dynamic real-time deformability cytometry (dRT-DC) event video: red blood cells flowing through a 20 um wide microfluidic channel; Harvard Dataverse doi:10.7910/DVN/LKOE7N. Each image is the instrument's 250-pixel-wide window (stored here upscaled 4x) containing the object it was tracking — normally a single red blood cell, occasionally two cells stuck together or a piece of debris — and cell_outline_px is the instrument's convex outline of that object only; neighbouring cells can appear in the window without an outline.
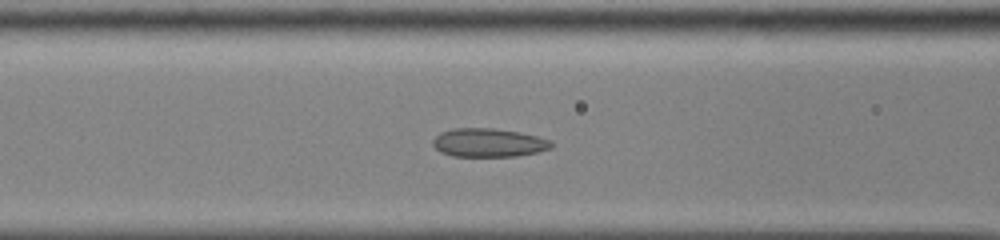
{"species": "common noctule bat (a hibernating species)", "species_latin": "Nyctalus noctula", "temperature_condition": "cold", "stored_images_in_passage": 36, "camera_frame_rate_fps": 3000, "um_per_image_px": 0.085, "animal": {"sex": "male", "body_mass_g": 13.0, "forearm_length_mm": 53.1}, "frame": {"image": 1, "passage_image": 5, "time_ms": 1.333, "image_size_px": [1000, 240], "cell_outline_px": [[552, 148], [536, 152], [516, 156], [452, 156], [440, 152], [432, 144], [432, 140], [440, 132], [452, 128], [492, 128], [520, 132], [552, 140]], "centroid_in_image_um": [41.51, 12.12], "position_along_channel_um": 125.1, "area_um2": 19.77}}
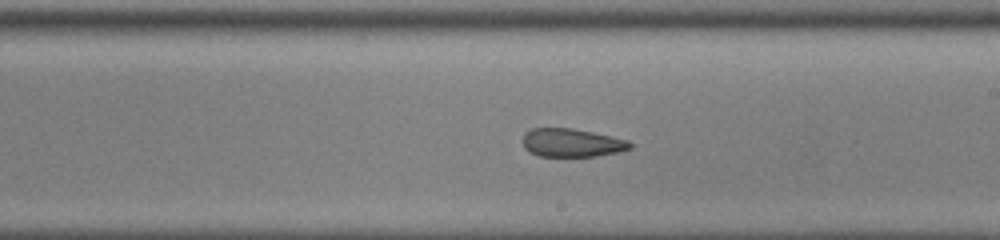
{"frame": {"image": 2, "passage_image": 14, "time_ms": 4.333, "image_size_px": [1000, 240], "cell_outline_px": [[632, 148], [620, 152], [596, 156], [540, 156], [524, 148], [524, 132], [532, 128], [572, 128], [592, 132], [628, 140], [632, 144]], "centroid_in_image_um": [48.63, 12.13], "position_along_channel_um": 240.4, "area_um2": 17.63}}
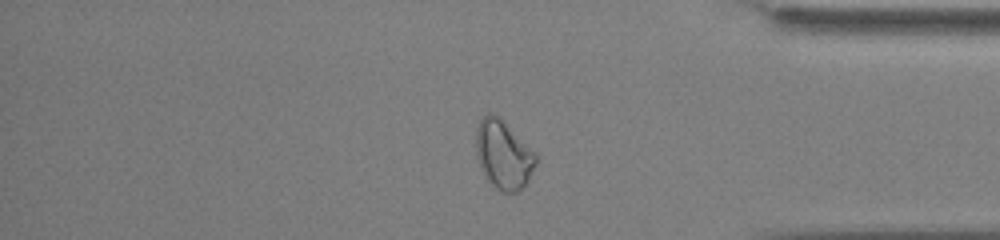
{"frame": {"image": 3, "passage_image": 27, "time_ms": 8.667, "image_size_px": [1000, 240], "cell_outline_px": [[536, 164], [528, 180], [516, 192], [500, 192], [488, 180], [476, 156], [476, 128], [480, 120], [488, 112], [500, 116], [536, 152]], "centroid_in_image_um": [42.79, 13.1], "position_along_channel_um": 392.4, "area_um2": 23.93}, "authors_computed_cell_mechanics": {"area_um2": 19.7965, "velocity_mm_per_s": 3.851, "shape_relaxation_time_tau1_ms": null, "shape_relaxation_time_tau2_ms": 3.1651, "deformation_change_tau1": null, "deformation_change_tau2": 0.0934}}